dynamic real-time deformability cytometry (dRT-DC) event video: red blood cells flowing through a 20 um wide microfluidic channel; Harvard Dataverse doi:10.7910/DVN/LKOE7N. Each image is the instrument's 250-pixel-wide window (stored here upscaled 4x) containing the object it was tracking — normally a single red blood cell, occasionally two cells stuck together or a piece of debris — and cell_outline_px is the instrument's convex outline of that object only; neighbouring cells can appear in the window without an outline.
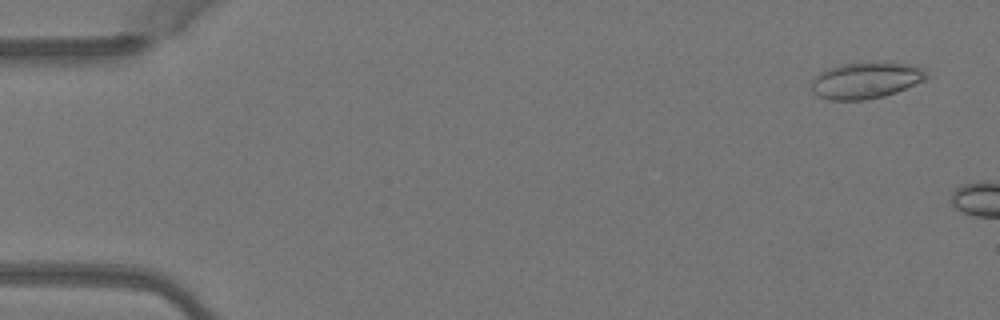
{"species": "Egyptian fruit bat (a non-hibernating species)", "species_latin": "Rousettus aegyptiacus", "temperature_condition": "warm", "stored_images_in_passage": 4, "camera_frame_rate_fps": 3000, "um_per_image_px": 0.085, "animal": {"sex": "female"}, "frame": {"image": 1, "passage_image": 4, "time_ms": 1.0, "image_size_px": [1000, 320], "cell_outline_px": [[928, 76], [924, 80], [896, 92], [884, 96], [864, 100], [832, 100], [820, 96], [812, 92], [812, 76], [828, 68], [840, 64], [888, 60], [908, 64], [920, 68]], "centroid_in_image_um": [73.57, 6.8], "position_along_channel_um": 11.4, "area_um2": 24.62}}